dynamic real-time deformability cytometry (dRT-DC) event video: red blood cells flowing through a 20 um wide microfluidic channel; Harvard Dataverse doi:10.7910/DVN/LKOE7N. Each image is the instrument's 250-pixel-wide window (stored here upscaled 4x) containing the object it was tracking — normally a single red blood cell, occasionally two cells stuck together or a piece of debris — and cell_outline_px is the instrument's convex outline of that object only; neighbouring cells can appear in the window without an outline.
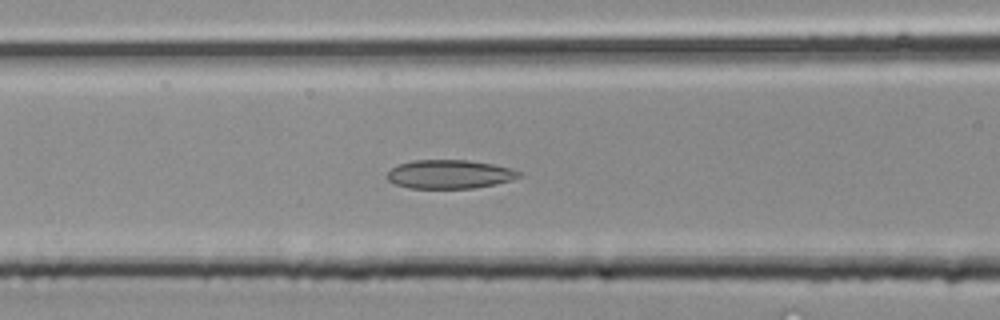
{"species": "common noctule bat (a hibernating species)", "species_latin": "Nyctalus noctula", "temperature_condition": "room temperature", "stored_images_in_passage": 28, "segment_of_instrument_passage": [2, 2], "camera_frame_rate_fps": 3000, "um_per_image_px": 0.085, "animal": {"sex": "male", "body_mass_g": 20.4}, "frame": {"image": 1, "passage_image": 11, "time_ms": 3.333, "image_size_px": [1000, 320], "cell_outline_px": [[520, 176], [512, 180], [496, 184], [472, 188], [408, 188], [396, 184], [388, 180], [384, 176], [396, 164], [412, 160], [468, 160], [492, 164], [512, 168], [520, 172]], "centroid_in_image_um": [38.18, 14.8], "position_along_channel_um": 128.4, "area_um2": 22.2}}
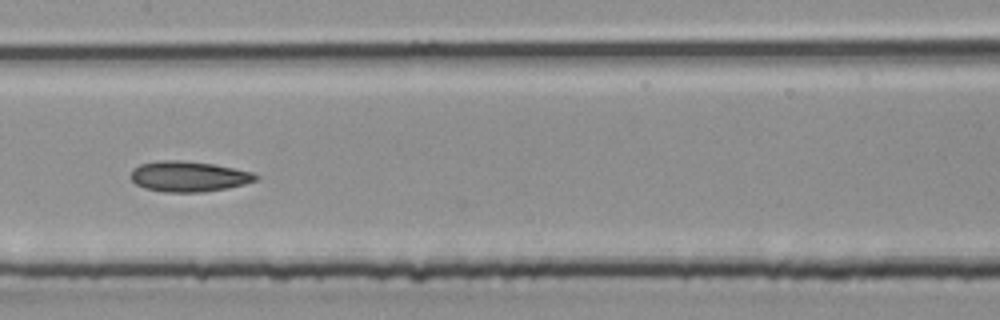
{"frame": {"image": 2, "passage_image": 14, "time_ms": 4.333, "image_size_px": [1000, 320], "cell_outline_px": [[260, 176], [256, 180], [244, 184], [228, 188], [200, 192], [164, 192], [144, 188], [136, 184], [128, 176], [132, 168], [140, 164], [156, 160], [180, 160], [212, 164], [252, 172]], "centroid_in_image_um": [15.97, 14.99], "position_along_channel_um": 191.4, "area_um2": 22.31}}
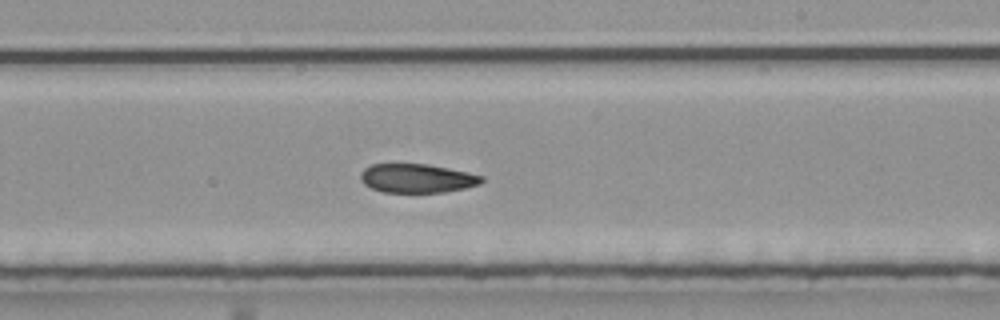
{"frame": {"image": 3, "passage_image": 17, "time_ms": 5.333, "image_size_px": [1000, 320], "cell_outline_px": [[484, 180], [480, 184], [464, 188], [444, 192], [384, 192], [372, 188], [364, 184], [360, 180], [360, 172], [364, 168], [372, 164], [428, 164], [468, 172], [484, 176]], "centroid_in_image_um": [35.44, 15.15], "position_along_channel_um": 253.6, "area_um2": 20.4}}